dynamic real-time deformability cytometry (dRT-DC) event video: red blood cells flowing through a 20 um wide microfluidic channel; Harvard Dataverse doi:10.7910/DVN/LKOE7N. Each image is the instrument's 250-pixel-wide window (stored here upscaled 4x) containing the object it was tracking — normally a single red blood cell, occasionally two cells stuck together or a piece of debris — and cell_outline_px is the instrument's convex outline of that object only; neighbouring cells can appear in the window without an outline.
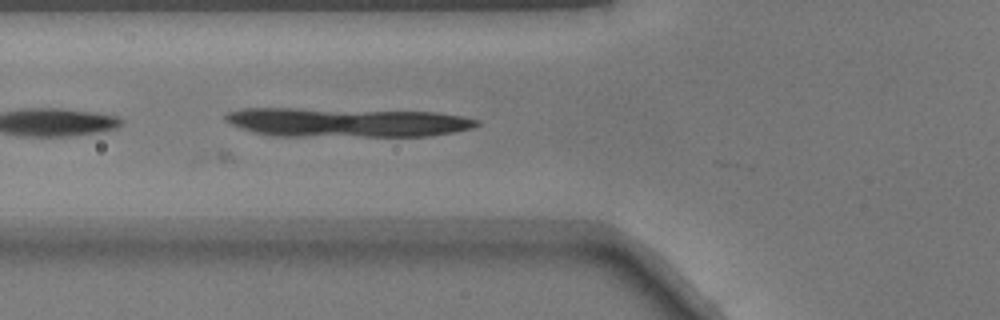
{"species": "common noctule bat (a hibernating species)", "species_latin": "Nyctalus noctula", "temperature_condition": "warm", "stored_images_in_passage": 22, "camera_frame_rate_fps": 3000, "um_per_image_px": 0.085, "animal": {"sex": "male", "body_mass_g": 17.9}, "frame": {"image": 1, "passage_image": 3, "time_ms": 0.667, "image_size_px": [1000, 320], "cell_outline_px": [[480, 124], [472, 128], [452, 132], [428, 136], [272, 136], [252, 132], [240, 128], [224, 120], [224, 116], [228, 112], [244, 108], [300, 108], [436, 112], [464, 116], [480, 120]], "centroid_in_image_um": [29.45, 10.4], "position_along_channel_um": 96.3, "area_um2": 43.06}}